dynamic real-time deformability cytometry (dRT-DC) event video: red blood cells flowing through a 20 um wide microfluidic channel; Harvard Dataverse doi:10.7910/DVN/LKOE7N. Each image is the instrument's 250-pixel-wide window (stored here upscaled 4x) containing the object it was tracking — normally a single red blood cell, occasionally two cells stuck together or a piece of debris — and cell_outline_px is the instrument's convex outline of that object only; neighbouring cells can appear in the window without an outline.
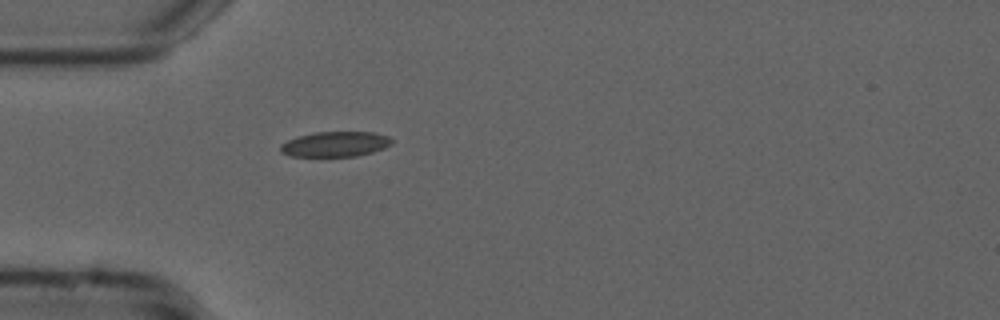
{"species": "common noctule bat (a hibernating species)", "species_latin": "Nyctalus noctula", "temperature_condition": "cold", "stored_images_in_passage": 33, "camera_frame_rate_fps": 3000, "um_per_image_px": 0.085, "animal": {"sex": "male", "forearm_length_mm": 52.5}, "frame": {"image": 1, "passage_image": 1, "time_ms": 0.0, "image_size_px": [1000, 320], "cell_outline_px": [[392, 144], [384, 148], [372, 152], [356, 156], [288, 156], [280, 152], [280, 144], [296, 136], [312, 132], [372, 132], [388, 136], [392, 140]], "centroid_in_image_um": [28.46, 12.25], "position_along_channel_um": 56.5, "area_um2": 16.42}}
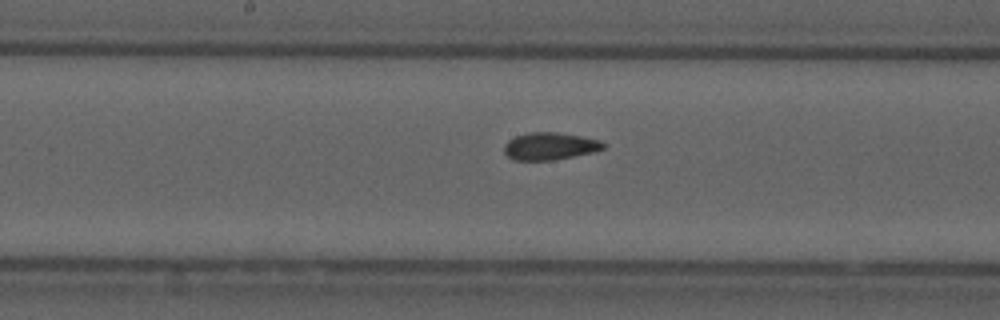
{"frame": {"image": 2, "passage_image": 13, "time_ms": 4.0, "image_size_px": [1000, 320], "cell_outline_px": [[604, 148], [596, 152], [552, 160], [512, 160], [504, 152], [504, 144], [508, 140], [516, 136], [528, 132], [556, 132], [580, 136], [600, 140], [604, 144]], "centroid_in_image_um": [46.72, 12.42], "position_along_channel_um": 201.5, "area_um2": 15.84}}
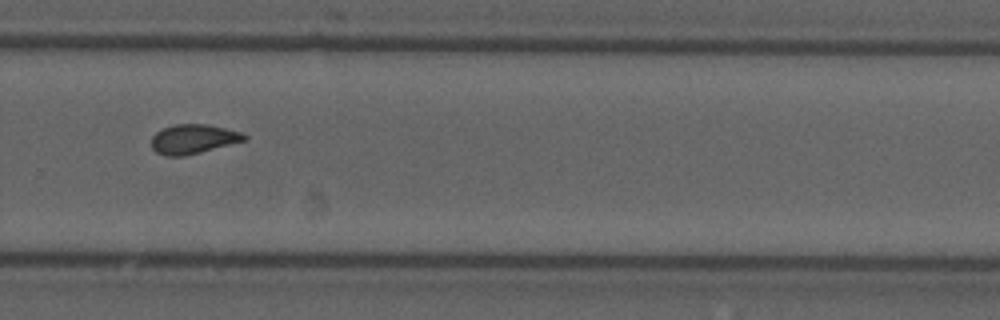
{"frame": {"image": 3, "passage_image": 22, "time_ms": 7.0, "image_size_px": [1000, 320], "cell_outline_px": [[248, 140], [184, 156], [164, 156], [156, 152], [152, 148], [152, 136], [156, 132], [164, 128], [176, 124], [208, 124], [240, 132], [248, 136]], "centroid_in_image_um": [16.43, 11.82], "position_along_channel_um": 313.4, "area_um2": 15.9}, "authors_computed_cell_mechanics": {"area_um2": 15.8372, "velocity_mm_per_s": 3.7478, "shape_relaxation_time_tau1_ms": null, "shape_relaxation_time_tau2_ms": 1.1465, "deformation_change_tau1": null, "deformation_change_tau2": 0.0659}}